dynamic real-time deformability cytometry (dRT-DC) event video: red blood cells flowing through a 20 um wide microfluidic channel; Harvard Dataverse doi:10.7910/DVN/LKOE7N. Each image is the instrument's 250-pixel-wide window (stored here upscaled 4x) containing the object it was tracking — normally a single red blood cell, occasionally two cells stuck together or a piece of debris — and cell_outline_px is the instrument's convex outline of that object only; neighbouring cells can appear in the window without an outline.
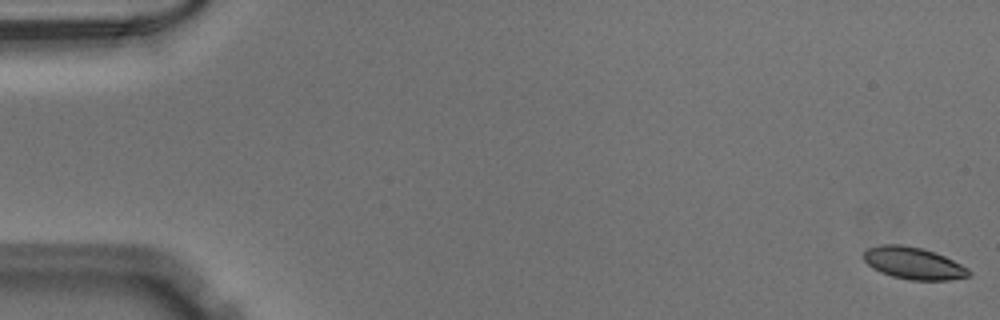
{"species": "Egyptian fruit bat (a non-hibernating species)", "species_latin": "Rousettus aegyptiacus", "temperature_condition": "warm", "stored_images_in_passage": 53, "camera_frame_rate_fps": 3000, "um_per_image_px": 0.085, "animal": {"sex": "male"}, "frame": {"image": 1, "passage_image": 1, "time_ms": 0.0, "image_size_px": [1000, 320], "cell_outline_px": [[972, 276], [948, 280], [908, 280], [892, 276], [880, 272], [872, 268], [864, 260], [864, 252], [868, 248], [880, 244], [900, 244], [920, 248], [944, 256], [968, 268], [972, 272]], "centroid_in_image_um": [77.64, 22.38], "position_along_channel_um": 7.4, "area_um2": 19.59}}
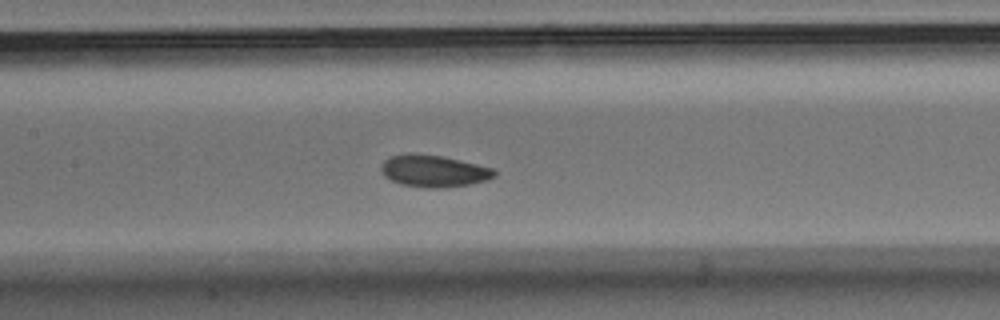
{"frame": {"image": 2, "passage_image": 25, "time_ms": 8.0, "image_size_px": [1000, 320], "cell_outline_px": [[496, 176], [488, 180], [468, 184], [444, 188], [424, 188], [400, 184], [384, 176], [380, 168], [380, 164], [388, 156], [408, 152], [412, 152], [444, 156], [492, 168], [496, 172]], "centroid_in_image_um": [36.82, 14.52], "position_along_channel_um": 170.6, "area_um2": 21.44}}
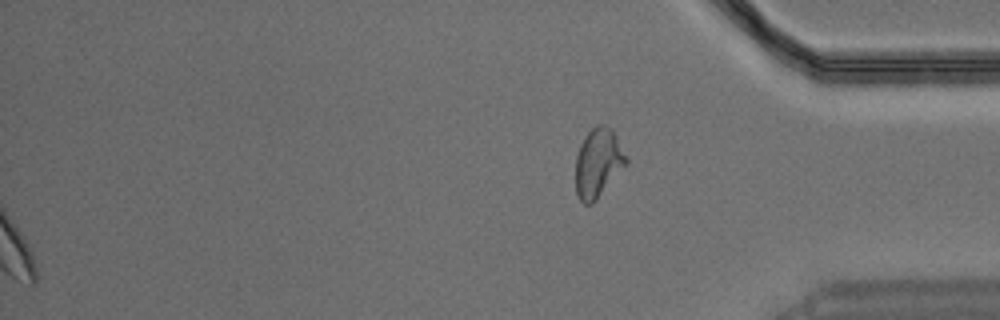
{"frame": {"image": 3, "passage_image": 53, "time_ms": 17.333, "image_size_px": [1000, 320], "cell_outline_px": [[628, 164], [596, 200], [592, 204], [584, 204], [580, 200], [576, 192], [576, 156], [580, 144], [584, 136], [596, 124], [604, 124], [612, 128], [628, 160]], "centroid_in_image_um": [50.84, 13.83], "position_along_channel_um": 384.4, "area_um2": 20.46}}